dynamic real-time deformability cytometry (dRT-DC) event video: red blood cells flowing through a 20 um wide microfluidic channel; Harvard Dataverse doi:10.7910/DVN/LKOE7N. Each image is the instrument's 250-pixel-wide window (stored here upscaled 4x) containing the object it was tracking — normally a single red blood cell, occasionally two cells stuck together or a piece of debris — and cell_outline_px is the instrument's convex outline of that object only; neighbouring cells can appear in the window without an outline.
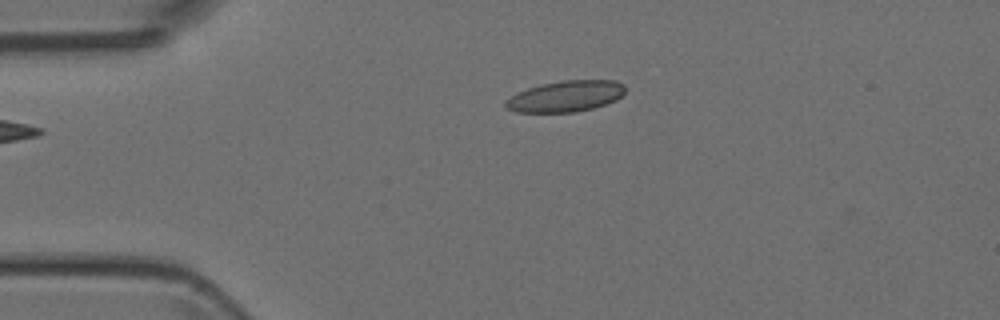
{"species": "Egyptian fruit bat (a non-hibernating species)", "species_latin": "Rousettus aegyptiacus", "temperature_condition": "room temperature", "stored_images_in_passage": 40, "camera_frame_rate_fps": 3000, "um_per_image_px": 0.085, "animal": {"sex": "female"}, "frame": {"image": 1, "passage_image": 1, "time_ms": 0.0, "image_size_px": [1000, 320], "cell_outline_px": [[624, 92], [616, 100], [592, 108], [576, 112], [516, 112], [508, 108], [504, 104], [504, 100], [528, 88], [540, 84], [560, 80], [616, 80], [624, 84]], "centroid_in_image_um": [48.08, 8.17], "position_along_channel_um": 36.9, "area_um2": 21.56}}
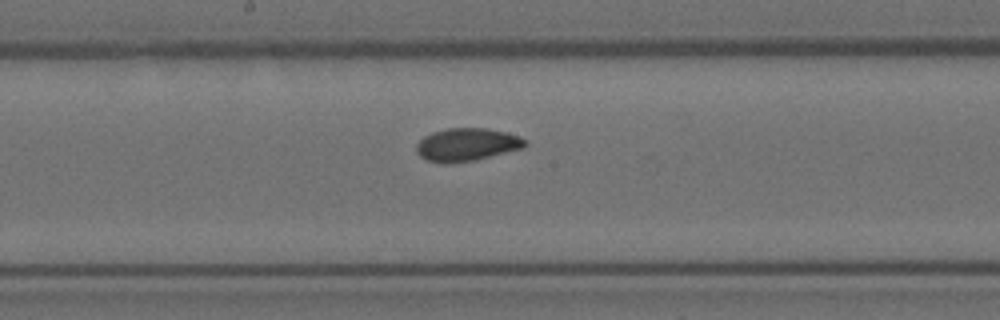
{"frame": {"image": 2, "passage_image": 16, "time_ms": 5.0, "image_size_px": [1000, 320], "cell_outline_px": [[528, 144], [524, 148], [472, 160], [428, 160], [420, 156], [416, 152], [416, 144], [424, 136], [432, 132], [448, 128], [488, 128], [520, 136], [528, 140]], "centroid_in_image_um": [39.74, 12.23], "position_along_channel_um": 208.5, "area_um2": 20.17}}
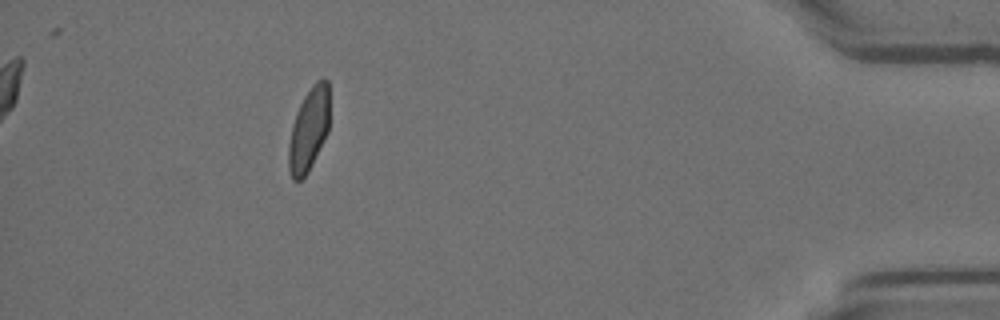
{"frame": {"image": 3, "passage_image": 35, "time_ms": 11.333, "image_size_px": [1000, 320], "cell_outline_px": [[328, 132], [308, 172], [300, 180], [292, 180], [288, 168], [288, 144], [292, 124], [296, 112], [304, 96], [312, 84], [316, 80], [324, 76], [328, 80]], "centroid_in_image_um": [26.23, 10.99], "position_along_channel_um": 409.0, "area_um2": 19.94}}